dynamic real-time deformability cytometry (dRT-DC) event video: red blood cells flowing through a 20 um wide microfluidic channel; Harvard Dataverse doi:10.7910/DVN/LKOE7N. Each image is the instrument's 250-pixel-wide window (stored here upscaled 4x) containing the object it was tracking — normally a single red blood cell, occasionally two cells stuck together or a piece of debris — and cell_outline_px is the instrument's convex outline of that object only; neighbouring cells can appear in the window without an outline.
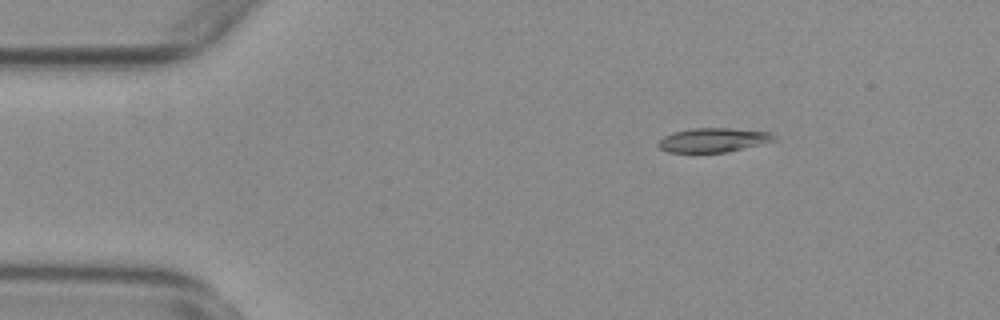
{"species": "common noctule bat (a hibernating species)", "species_latin": "Nyctalus noctula", "temperature_condition": "warm", "stored_images_in_passage": 55, "camera_frame_rate_fps": 3000, "um_per_image_px": 0.085, "animal": {"sex": "female", "body_mass_g": 29.2, "forearm_length_mm": 56.3}, "frame": {"image": 1, "passage_image": 9, "time_ms": 2.667, "image_size_px": [1000, 320], "cell_outline_px": [[776, 140], [728, 152], [668, 152], [660, 148], [656, 144], [664, 136], [672, 132], [692, 128], [732, 128], [772, 132], [776, 136]], "centroid_in_image_um": [60.63, 11.89], "position_along_channel_um": 24.4, "area_um2": 16.36}}
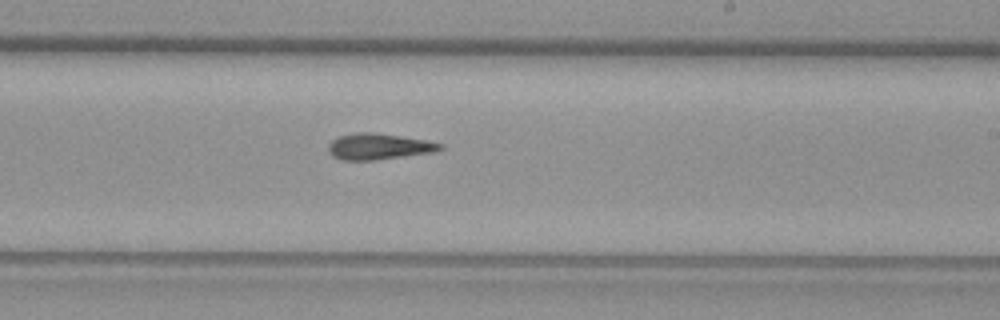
{"frame": {"image": 2, "passage_image": 33, "time_ms": 10.667, "image_size_px": [1000, 320], "cell_outline_px": [[444, 148], [432, 152], [372, 160], [344, 160], [332, 156], [328, 152], [328, 144], [332, 140], [340, 136], [356, 132], [376, 132], [424, 140], [444, 144]], "centroid_in_image_um": [32.15, 12.44], "position_along_channel_um": 256.8, "area_um2": 16.82}}
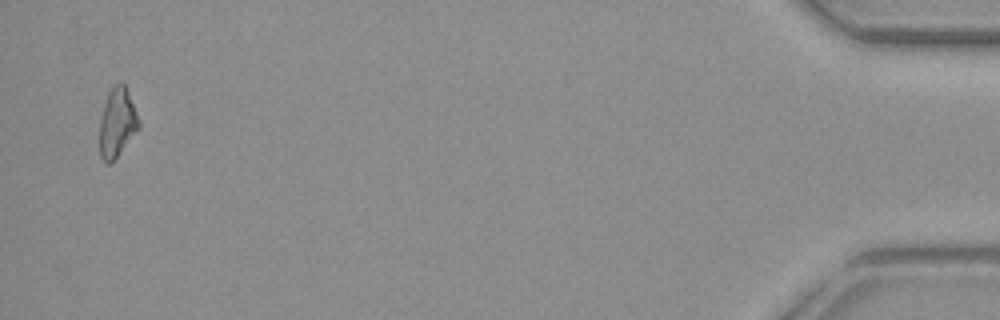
{"frame": {"image": 3, "passage_image": 54, "time_ms": 17.667, "image_size_px": [1000, 320], "cell_outline_px": [[140, 128], [116, 156], [108, 164], [100, 156], [100, 120], [104, 104], [108, 92], [120, 80], [124, 84], [128, 92], [140, 120]], "centroid_in_image_um": [9.97, 10.39], "position_along_channel_um": 425.2, "area_um2": 15.49}, "authors_computed_cell_mechanics": {"area_um2": 16.5308, "velocity_mm_per_s": 3.763, "shape_relaxation_time_tau1_ms": null, "shape_relaxation_time_tau2_ms": 5.9834, "deformation_change_tau1": null, "deformation_change_tau2": 0.1959}}